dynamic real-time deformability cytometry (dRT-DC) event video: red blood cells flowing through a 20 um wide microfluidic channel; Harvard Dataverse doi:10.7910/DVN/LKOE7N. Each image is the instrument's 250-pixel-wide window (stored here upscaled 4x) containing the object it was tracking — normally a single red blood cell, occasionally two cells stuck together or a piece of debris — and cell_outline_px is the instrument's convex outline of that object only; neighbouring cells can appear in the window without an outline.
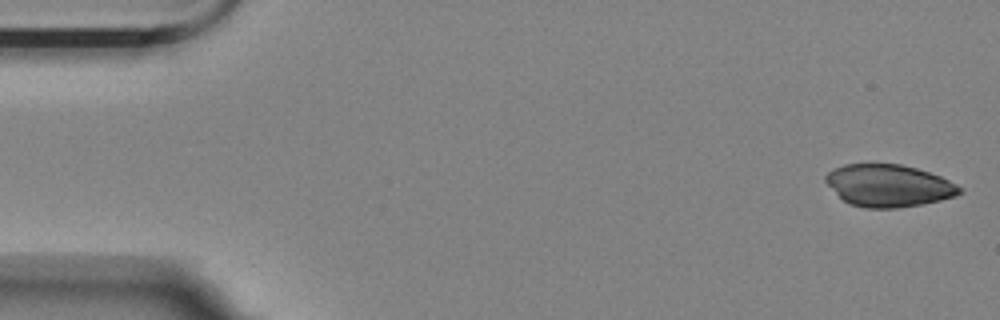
{"species": "Egyptian fruit bat (a non-hibernating species)", "species_latin": "Rousettus aegyptiacus", "temperature_condition": "room temperature", "stored_images_in_passage": 54, "camera_frame_rate_fps": 3000, "um_per_image_px": 0.085, "animal": {"sex": "female"}, "frame": {"image": 1, "passage_image": 1, "time_ms": 0.0, "image_size_px": [1000, 320], "cell_outline_px": [[964, 192], [956, 196], [924, 204], [896, 208], [864, 208], [848, 204], [824, 180], [824, 176], [832, 168], [844, 164], [900, 164], [916, 168], [940, 176], [964, 188]], "centroid_in_image_um": [75.55, 15.78], "position_along_channel_um": 9.5, "area_um2": 33.06}}
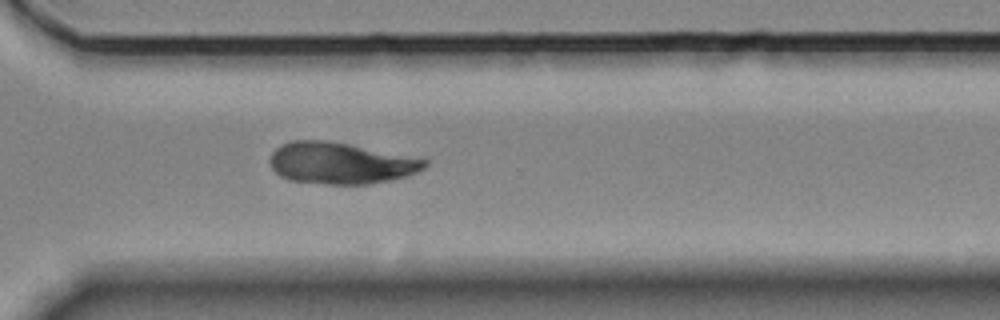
{"frame": {"image": 2, "passage_image": 39, "time_ms": 12.667, "image_size_px": [1000, 320], "cell_outline_px": [[428, 164], [424, 168], [416, 172], [404, 176], [388, 180], [368, 184], [328, 184], [288, 180], [280, 176], [272, 168], [268, 160], [272, 152], [280, 144], [292, 140], [328, 140], [424, 156], [428, 160]], "centroid_in_image_um": [29.01, 13.83], "position_along_channel_um": 341.6, "area_um2": 38.32}}
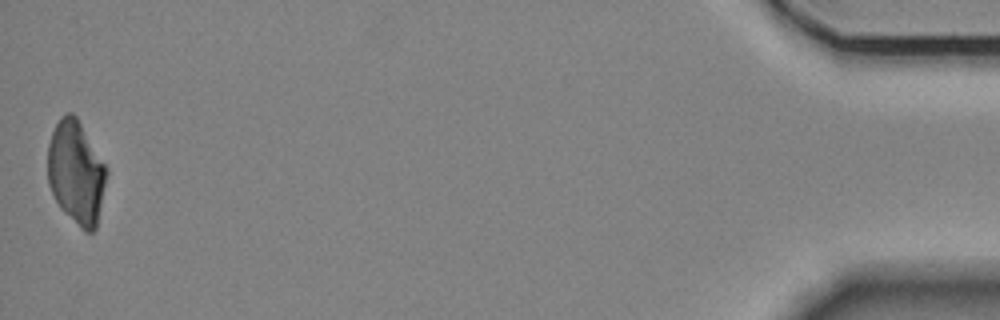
{"frame": {"image": 3, "passage_image": 54, "time_ms": 17.667, "image_size_px": [1000, 320], "cell_outline_px": [[108, 172], [96, 228], [92, 232], [84, 232], [60, 208], [48, 184], [48, 144], [52, 132], [60, 116], [64, 112], [72, 112], [76, 116], [108, 168]], "centroid_in_image_um": [6.47, 14.65], "position_along_channel_um": 428.7, "area_um2": 35.49}}